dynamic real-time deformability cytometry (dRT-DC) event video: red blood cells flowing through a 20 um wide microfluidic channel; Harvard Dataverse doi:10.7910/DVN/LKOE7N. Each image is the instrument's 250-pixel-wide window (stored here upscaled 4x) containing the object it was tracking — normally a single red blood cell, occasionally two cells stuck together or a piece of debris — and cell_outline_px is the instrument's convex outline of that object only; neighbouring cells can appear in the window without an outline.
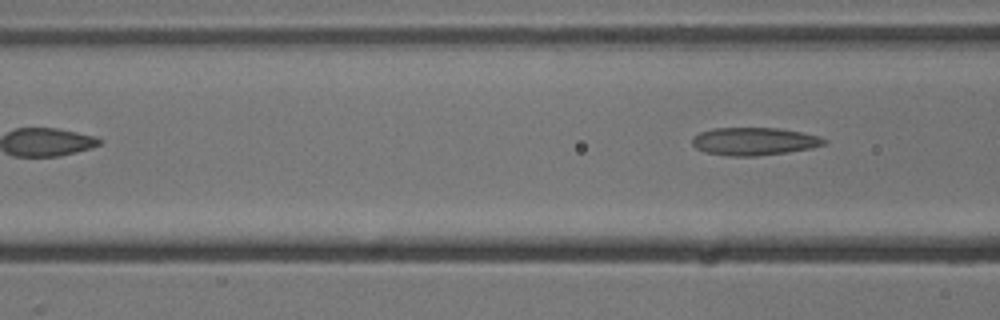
{"species": "common noctule bat (a hibernating species)", "species_latin": "Nyctalus noctula", "temperature_condition": "cold", "stored_images_in_passage": 5, "camera_frame_rate_fps": 3000, "um_per_image_px": 0.085, "animal": {"sex": "male", "body_mass_g": 13.3}, "frame": {"image": 1, "passage_image": 5, "time_ms": 5.0, "image_size_px": [1000, 320], "cell_outline_px": [[828, 144], [812, 148], [788, 152], [756, 156], [728, 156], [704, 152], [696, 148], [692, 144], [692, 136], [700, 132], [712, 128], [780, 128], [820, 136], [828, 140]], "centroid_in_image_um": [64.12, 12.01], "position_along_channel_um": 102.5, "area_um2": 21.62}}